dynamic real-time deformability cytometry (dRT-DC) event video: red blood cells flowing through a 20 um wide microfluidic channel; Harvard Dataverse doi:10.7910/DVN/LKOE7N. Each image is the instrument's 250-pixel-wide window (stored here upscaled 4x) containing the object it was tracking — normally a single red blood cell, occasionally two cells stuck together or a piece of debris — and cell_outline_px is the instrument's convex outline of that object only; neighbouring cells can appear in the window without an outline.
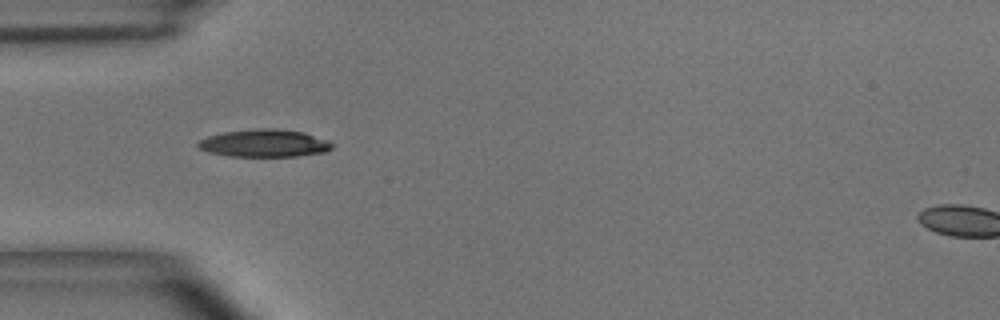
{"species": "common noctule bat (a hibernating species)", "species_latin": "Nyctalus noctula", "temperature_condition": "room temperature", "stored_images_in_passage": 39, "camera_frame_rate_fps": 3000, "um_per_image_px": 0.085, "animal": {"sex": "male", "body_mass_g": 15.6}, "frame": {"image": 1, "passage_image": 1, "time_ms": 0.0, "image_size_px": [1000, 320], "cell_outline_px": [[336, 144], [332, 148], [324, 152], [296, 156], [228, 156], [208, 152], [200, 148], [196, 144], [200, 140], [208, 136], [224, 132], [260, 128], [276, 128], [304, 132], [328, 140]], "centroid_in_image_um": [22.5, 12.17], "position_along_channel_um": 62.5, "area_um2": 21.56}}
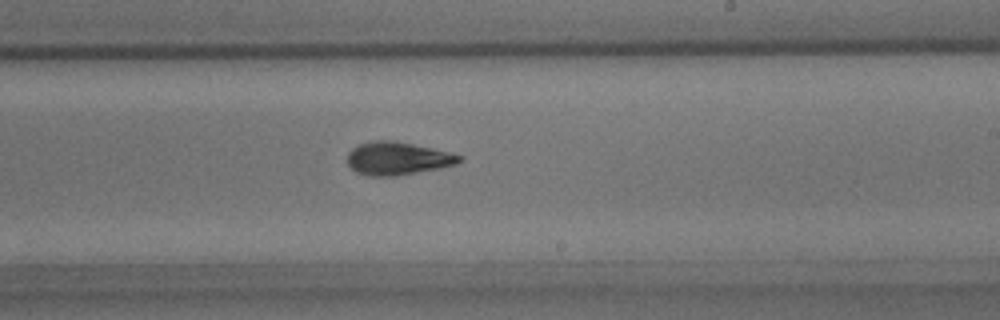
{"frame": {"image": 2, "passage_image": 17, "time_ms": 5.333, "image_size_px": [1000, 320], "cell_outline_px": [[464, 160], [456, 164], [440, 168], [396, 176], [368, 176], [356, 172], [348, 164], [348, 152], [352, 148], [360, 144], [372, 140], [392, 140], [452, 152], [464, 156]], "centroid_in_image_um": [33.83, 13.47], "position_along_channel_um": 255.2, "area_um2": 21.68}}
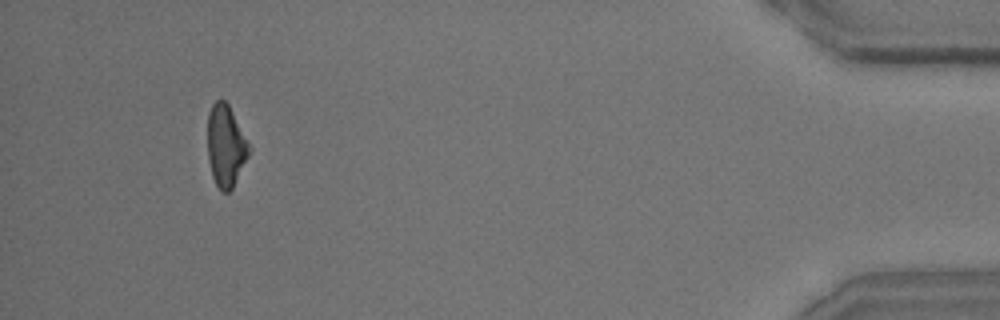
{"frame": {"image": 3, "passage_image": 36, "time_ms": 11.667, "image_size_px": [1000, 320], "cell_outline_px": [[252, 148], [232, 188], [228, 192], [220, 192], [212, 176], [208, 160], [208, 112], [212, 104], [216, 100], [224, 100], [228, 104]], "centroid_in_image_um": [19.18, 12.4], "position_along_channel_um": 416.0, "area_um2": 19.71}, "authors_computed_cell_mechanics": {"area_um2": 20.9814, "velocity_mm_per_s": 3.6165, "shape_relaxation_time_tau1_ms": 3.5551, "shape_relaxation_time_tau2_ms": 2.6884, "deformation_change_tau1": 0.1531, "deformation_change_tau2": 0.1108}}